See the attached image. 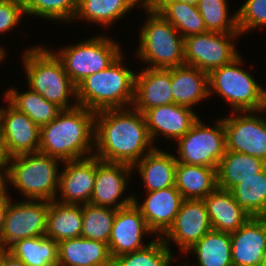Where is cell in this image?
Returning <instances> with one entry per match:
<instances>
[{
	"mask_svg": "<svg viewBox=\"0 0 266 266\" xmlns=\"http://www.w3.org/2000/svg\"><path fill=\"white\" fill-rule=\"evenodd\" d=\"M174 104L171 91V68H146L136 72L132 107L145 113L153 107Z\"/></svg>",
	"mask_w": 266,
	"mask_h": 266,
	"instance_id": "21",
	"label": "cell"
},
{
	"mask_svg": "<svg viewBox=\"0 0 266 266\" xmlns=\"http://www.w3.org/2000/svg\"><path fill=\"white\" fill-rule=\"evenodd\" d=\"M215 124L213 127L206 126L198 119L190 130L176 141L177 162L217 168L225 153L226 142L222 118Z\"/></svg>",
	"mask_w": 266,
	"mask_h": 266,
	"instance_id": "9",
	"label": "cell"
},
{
	"mask_svg": "<svg viewBox=\"0 0 266 266\" xmlns=\"http://www.w3.org/2000/svg\"><path fill=\"white\" fill-rule=\"evenodd\" d=\"M212 229L204 200L183 199L173 225L162 238L168 247L171 240L186 253Z\"/></svg>",
	"mask_w": 266,
	"mask_h": 266,
	"instance_id": "14",
	"label": "cell"
},
{
	"mask_svg": "<svg viewBox=\"0 0 266 266\" xmlns=\"http://www.w3.org/2000/svg\"><path fill=\"white\" fill-rule=\"evenodd\" d=\"M245 1L236 12L237 26L240 34L266 25V0Z\"/></svg>",
	"mask_w": 266,
	"mask_h": 266,
	"instance_id": "39",
	"label": "cell"
},
{
	"mask_svg": "<svg viewBox=\"0 0 266 266\" xmlns=\"http://www.w3.org/2000/svg\"><path fill=\"white\" fill-rule=\"evenodd\" d=\"M162 237L142 249L113 258L112 266H170L174 255Z\"/></svg>",
	"mask_w": 266,
	"mask_h": 266,
	"instance_id": "35",
	"label": "cell"
},
{
	"mask_svg": "<svg viewBox=\"0 0 266 266\" xmlns=\"http://www.w3.org/2000/svg\"><path fill=\"white\" fill-rule=\"evenodd\" d=\"M60 161L41 152L12 156L8 168L9 185L32 200L52 201L58 198Z\"/></svg>",
	"mask_w": 266,
	"mask_h": 266,
	"instance_id": "6",
	"label": "cell"
},
{
	"mask_svg": "<svg viewBox=\"0 0 266 266\" xmlns=\"http://www.w3.org/2000/svg\"><path fill=\"white\" fill-rule=\"evenodd\" d=\"M122 55L76 86L78 105L94 112L133 105L136 73L125 66Z\"/></svg>",
	"mask_w": 266,
	"mask_h": 266,
	"instance_id": "3",
	"label": "cell"
},
{
	"mask_svg": "<svg viewBox=\"0 0 266 266\" xmlns=\"http://www.w3.org/2000/svg\"><path fill=\"white\" fill-rule=\"evenodd\" d=\"M23 65L28 88L62 109L78 105L77 87L54 52L40 45L27 49L23 54ZM70 96L76 101L71 105Z\"/></svg>",
	"mask_w": 266,
	"mask_h": 266,
	"instance_id": "4",
	"label": "cell"
},
{
	"mask_svg": "<svg viewBox=\"0 0 266 266\" xmlns=\"http://www.w3.org/2000/svg\"><path fill=\"white\" fill-rule=\"evenodd\" d=\"M8 180V168H0V199L9 198V191L7 187ZM8 192V193H7Z\"/></svg>",
	"mask_w": 266,
	"mask_h": 266,
	"instance_id": "43",
	"label": "cell"
},
{
	"mask_svg": "<svg viewBox=\"0 0 266 266\" xmlns=\"http://www.w3.org/2000/svg\"><path fill=\"white\" fill-rule=\"evenodd\" d=\"M4 48H2V46H0V63L2 62V61H4L3 59H5V54L7 53V52H5L4 50H3Z\"/></svg>",
	"mask_w": 266,
	"mask_h": 266,
	"instance_id": "47",
	"label": "cell"
},
{
	"mask_svg": "<svg viewBox=\"0 0 266 266\" xmlns=\"http://www.w3.org/2000/svg\"><path fill=\"white\" fill-rule=\"evenodd\" d=\"M194 252L196 266H233L230 233L210 230L185 254ZM184 266H190L184 263Z\"/></svg>",
	"mask_w": 266,
	"mask_h": 266,
	"instance_id": "31",
	"label": "cell"
},
{
	"mask_svg": "<svg viewBox=\"0 0 266 266\" xmlns=\"http://www.w3.org/2000/svg\"><path fill=\"white\" fill-rule=\"evenodd\" d=\"M265 112L266 114V90L263 88L262 107L259 113Z\"/></svg>",
	"mask_w": 266,
	"mask_h": 266,
	"instance_id": "45",
	"label": "cell"
},
{
	"mask_svg": "<svg viewBox=\"0 0 266 266\" xmlns=\"http://www.w3.org/2000/svg\"><path fill=\"white\" fill-rule=\"evenodd\" d=\"M146 193L143 204H138L136 197L134 203L141 211L148 228L158 234V237H162L175 221L183 201L182 195L175 186Z\"/></svg>",
	"mask_w": 266,
	"mask_h": 266,
	"instance_id": "19",
	"label": "cell"
},
{
	"mask_svg": "<svg viewBox=\"0 0 266 266\" xmlns=\"http://www.w3.org/2000/svg\"><path fill=\"white\" fill-rule=\"evenodd\" d=\"M240 32H205L184 38L185 65L194 66L209 74L212 70L231 63L240 53L234 39Z\"/></svg>",
	"mask_w": 266,
	"mask_h": 266,
	"instance_id": "10",
	"label": "cell"
},
{
	"mask_svg": "<svg viewBox=\"0 0 266 266\" xmlns=\"http://www.w3.org/2000/svg\"><path fill=\"white\" fill-rule=\"evenodd\" d=\"M147 3L170 22L183 38L207 32L204 20L195 5L175 0H147Z\"/></svg>",
	"mask_w": 266,
	"mask_h": 266,
	"instance_id": "27",
	"label": "cell"
},
{
	"mask_svg": "<svg viewBox=\"0 0 266 266\" xmlns=\"http://www.w3.org/2000/svg\"><path fill=\"white\" fill-rule=\"evenodd\" d=\"M10 202L0 237V249H8L16 241L46 235L49 201L27 199Z\"/></svg>",
	"mask_w": 266,
	"mask_h": 266,
	"instance_id": "11",
	"label": "cell"
},
{
	"mask_svg": "<svg viewBox=\"0 0 266 266\" xmlns=\"http://www.w3.org/2000/svg\"><path fill=\"white\" fill-rule=\"evenodd\" d=\"M60 171L58 193L62 204L84 205L90 203L96 176V156L65 161ZM62 200V201H61Z\"/></svg>",
	"mask_w": 266,
	"mask_h": 266,
	"instance_id": "15",
	"label": "cell"
},
{
	"mask_svg": "<svg viewBox=\"0 0 266 266\" xmlns=\"http://www.w3.org/2000/svg\"><path fill=\"white\" fill-rule=\"evenodd\" d=\"M83 227L82 205L49 201L46 237L57 243L81 237Z\"/></svg>",
	"mask_w": 266,
	"mask_h": 266,
	"instance_id": "29",
	"label": "cell"
},
{
	"mask_svg": "<svg viewBox=\"0 0 266 266\" xmlns=\"http://www.w3.org/2000/svg\"><path fill=\"white\" fill-rule=\"evenodd\" d=\"M131 108L106 109L95 114L94 152L101 161L134 166L156 146L143 113Z\"/></svg>",
	"mask_w": 266,
	"mask_h": 266,
	"instance_id": "1",
	"label": "cell"
},
{
	"mask_svg": "<svg viewBox=\"0 0 266 266\" xmlns=\"http://www.w3.org/2000/svg\"><path fill=\"white\" fill-rule=\"evenodd\" d=\"M24 15L22 0H0V34L15 28Z\"/></svg>",
	"mask_w": 266,
	"mask_h": 266,
	"instance_id": "40",
	"label": "cell"
},
{
	"mask_svg": "<svg viewBox=\"0 0 266 266\" xmlns=\"http://www.w3.org/2000/svg\"><path fill=\"white\" fill-rule=\"evenodd\" d=\"M122 53L117 41L99 34L76 45L66 46L55 54L77 86L87 76L106 69Z\"/></svg>",
	"mask_w": 266,
	"mask_h": 266,
	"instance_id": "8",
	"label": "cell"
},
{
	"mask_svg": "<svg viewBox=\"0 0 266 266\" xmlns=\"http://www.w3.org/2000/svg\"><path fill=\"white\" fill-rule=\"evenodd\" d=\"M15 89L12 87L5 92V101L8 100L19 111L28 115L39 127L51 122L63 110L30 88L21 93Z\"/></svg>",
	"mask_w": 266,
	"mask_h": 266,
	"instance_id": "32",
	"label": "cell"
},
{
	"mask_svg": "<svg viewBox=\"0 0 266 266\" xmlns=\"http://www.w3.org/2000/svg\"><path fill=\"white\" fill-rule=\"evenodd\" d=\"M154 234L147 226L139 208L132 204L119 208L114 218L108 246L112 258L142 249L143 235Z\"/></svg>",
	"mask_w": 266,
	"mask_h": 266,
	"instance_id": "16",
	"label": "cell"
},
{
	"mask_svg": "<svg viewBox=\"0 0 266 266\" xmlns=\"http://www.w3.org/2000/svg\"><path fill=\"white\" fill-rule=\"evenodd\" d=\"M141 8L148 18L140 30L137 57L149 64L147 68L169 69L185 65L182 35L148 3Z\"/></svg>",
	"mask_w": 266,
	"mask_h": 266,
	"instance_id": "5",
	"label": "cell"
},
{
	"mask_svg": "<svg viewBox=\"0 0 266 266\" xmlns=\"http://www.w3.org/2000/svg\"><path fill=\"white\" fill-rule=\"evenodd\" d=\"M241 54L231 63L208 74L209 96L216 92L231 105L233 112L260 111L263 87L240 67Z\"/></svg>",
	"mask_w": 266,
	"mask_h": 266,
	"instance_id": "7",
	"label": "cell"
},
{
	"mask_svg": "<svg viewBox=\"0 0 266 266\" xmlns=\"http://www.w3.org/2000/svg\"><path fill=\"white\" fill-rule=\"evenodd\" d=\"M132 170L134 169L130 165L101 161L96 156V176L90 203L112 209L132 204L134 194L122 198ZM120 198L122 199L120 200Z\"/></svg>",
	"mask_w": 266,
	"mask_h": 266,
	"instance_id": "13",
	"label": "cell"
},
{
	"mask_svg": "<svg viewBox=\"0 0 266 266\" xmlns=\"http://www.w3.org/2000/svg\"><path fill=\"white\" fill-rule=\"evenodd\" d=\"M12 156L9 154L6 141L0 129V168H9Z\"/></svg>",
	"mask_w": 266,
	"mask_h": 266,
	"instance_id": "42",
	"label": "cell"
},
{
	"mask_svg": "<svg viewBox=\"0 0 266 266\" xmlns=\"http://www.w3.org/2000/svg\"><path fill=\"white\" fill-rule=\"evenodd\" d=\"M0 266H26L7 249H0Z\"/></svg>",
	"mask_w": 266,
	"mask_h": 266,
	"instance_id": "41",
	"label": "cell"
},
{
	"mask_svg": "<svg viewBox=\"0 0 266 266\" xmlns=\"http://www.w3.org/2000/svg\"><path fill=\"white\" fill-rule=\"evenodd\" d=\"M10 198H1L0 199V237L4 228L5 215L8 208V203Z\"/></svg>",
	"mask_w": 266,
	"mask_h": 266,
	"instance_id": "44",
	"label": "cell"
},
{
	"mask_svg": "<svg viewBox=\"0 0 266 266\" xmlns=\"http://www.w3.org/2000/svg\"><path fill=\"white\" fill-rule=\"evenodd\" d=\"M231 193L236 203L251 217H266V167L236 185Z\"/></svg>",
	"mask_w": 266,
	"mask_h": 266,
	"instance_id": "34",
	"label": "cell"
},
{
	"mask_svg": "<svg viewBox=\"0 0 266 266\" xmlns=\"http://www.w3.org/2000/svg\"><path fill=\"white\" fill-rule=\"evenodd\" d=\"M7 250L26 266H58V244L46 235L18 240Z\"/></svg>",
	"mask_w": 266,
	"mask_h": 266,
	"instance_id": "33",
	"label": "cell"
},
{
	"mask_svg": "<svg viewBox=\"0 0 266 266\" xmlns=\"http://www.w3.org/2000/svg\"><path fill=\"white\" fill-rule=\"evenodd\" d=\"M266 167V162L245 153L225 150L217 167V185L232 190L243 180L254 177Z\"/></svg>",
	"mask_w": 266,
	"mask_h": 266,
	"instance_id": "28",
	"label": "cell"
},
{
	"mask_svg": "<svg viewBox=\"0 0 266 266\" xmlns=\"http://www.w3.org/2000/svg\"><path fill=\"white\" fill-rule=\"evenodd\" d=\"M58 244V266H112L105 242L83 237L65 239Z\"/></svg>",
	"mask_w": 266,
	"mask_h": 266,
	"instance_id": "22",
	"label": "cell"
},
{
	"mask_svg": "<svg viewBox=\"0 0 266 266\" xmlns=\"http://www.w3.org/2000/svg\"><path fill=\"white\" fill-rule=\"evenodd\" d=\"M25 15H33L46 20H74L77 0H22Z\"/></svg>",
	"mask_w": 266,
	"mask_h": 266,
	"instance_id": "38",
	"label": "cell"
},
{
	"mask_svg": "<svg viewBox=\"0 0 266 266\" xmlns=\"http://www.w3.org/2000/svg\"><path fill=\"white\" fill-rule=\"evenodd\" d=\"M171 91L175 104L193 109L194 104L208 99V74L189 65L171 68Z\"/></svg>",
	"mask_w": 266,
	"mask_h": 266,
	"instance_id": "24",
	"label": "cell"
},
{
	"mask_svg": "<svg viewBox=\"0 0 266 266\" xmlns=\"http://www.w3.org/2000/svg\"><path fill=\"white\" fill-rule=\"evenodd\" d=\"M262 266H266V250H265L264 260H263V265Z\"/></svg>",
	"mask_w": 266,
	"mask_h": 266,
	"instance_id": "48",
	"label": "cell"
},
{
	"mask_svg": "<svg viewBox=\"0 0 266 266\" xmlns=\"http://www.w3.org/2000/svg\"><path fill=\"white\" fill-rule=\"evenodd\" d=\"M197 115L193 109L175 103L153 107L144 113L153 143L160 133L166 139L178 140L200 118Z\"/></svg>",
	"mask_w": 266,
	"mask_h": 266,
	"instance_id": "20",
	"label": "cell"
},
{
	"mask_svg": "<svg viewBox=\"0 0 266 266\" xmlns=\"http://www.w3.org/2000/svg\"><path fill=\"white\" fill-rule=\"evenodd\" d=\"M177 160L174 154L155 147L144 155L134 166L145 185L146 191H157L175 186Z\"/></svg>",
	"mask_w": 266,
	"mask_h": 266,
	"instance_id": "25",
	"label": "cell"
},
{
	"mask_svg": "<svg viewBox=\"0 0 266 266\" xmlns=\"http://www.w3.org/2000/svg\"><path fill=\"white\" fill-rule=\"evenodd\" d=\"M233 266H262L266 250V217H251L230 233Z\"/></svg>",
	"mask_w": 266,
	"mask_h": 266,
	"instance_id": "18",
	"label": "cell"
},
{
	"mask_svg": "<svg viewBox=\"0 0 266 266\" xmlns=\"http://www.w3.org/2000/svg\"><path fill=\"white\" fill-rule=\"evenodd\" d=\"M147 0H77V11L74 20L81 18L90 23L104 27L123 18L137 5L144 6Z\"/></svg>",
	"mask_w": 266,
	"mask_h": 266,
	"instance_id": "30",
	"label": "cell"
},
{
	"mask_svg": "<svg viewBox=\"0 0 266 266\" xmlns=\"http://www.w3.org/2000/svg\"><path fill=\"white\" fill-rule=\"evenodd\" d=\"M217 187V168L177 162L175 188L183 199H204Z\"/></svg>",
	"mask_w": 266,
	"mask_h": 266,
	"instance_id": "26",
	"label": "cell"
},
{
	"mask_svg": "<svg viewBox=\"0 0 266 266\" xmlns=\"http://www.w3.org/2000/svg\"><path fill=\"white\" fill-rule=\"evenodd\" d=\"M117 209L87 203L82 205L81 237L108 244Z\"/></svg>",
	"mask_w": 266,
	"mask_h": 266,
	"instance_id": "36",
	"label": "cell"
},
{
	"mask_svg": "<svg viewBox=\"0 0 266 266\" xmlns=\"http://www.w3.org/2000/svg\"><path fill=\"white\" fill-rule=\"evenodd\" d=\"M212 228L221 232L237 231L251 216L237 203L230 190L217 187L204 199Z\"/></svg>",
	"mask_w": 266,
	"mask_h": 266,
	"instance_id": "23",
	"label": "cell"
},
{
	"mask_svg": "<svg viewBox=\"0 0 266 266\" xmlns=\"http://www.w3.org/2000/svg\"><path fill=\"white\" fill-rule=\"evenodd\" d=\"M175 1L184 2V3H188V4H192V5L197 6L199 0H175Z\"/></svg>",
	"mask_w": 266,
	"mask_h": 266,
	"instance_id": "46",
	"label": "cell"
},
{
	"mask_svg": "<svg viewBox=\"0 0 266 266\" xmlns=\"http://www.w3.org/2000/svg\"><path fill=\"white\" fill-rule=\"evenodd\" d=\"M0 107V129L11 156L39 152L40 127L8 100Z\"/></svg>",
	"mask_w": 266,
	"mask_h": 266,
	"instance_id": "17",
	"label": "cell"
},
{
	"mask_svg": "<svg viewBox=\"0 0 266 266\" xmlns=\"http://www.w3.org/2000/svg\"><path fill=\"white\" fill-rule=\"evenodd\" d=\"M95 114L80 105L63 109L55 119L40 127L39 152L62 162L94 155Z\"/></svg>",
	"mask_w": 266,
	"mask_h": 266,
	"instance_id": "2",
	"label": "cell"
},
{
	"mask_svg": "<svg viewBox=\"0 0 266 266\" xmlns=\"http://www.w3.org/2000/svg\"><path fill=\"white\" fill-rule=\"evenodd\" d=\"M226 0H199L197 8L209 32H239L237 13L229 16Z\"/></svg>",
	"mask_w": 266,
	"mask_h": 266,
	"instance_id": "37",
	"label": "cell"
},
{
	"mask_svg": "<svg viewBox=\"0 0 266 266\" xmlns=\"http://www.w3.org/2000/svg\"><path fill=\"white\" fill-rule=\"evenodd\" d=\"M258 112H234V116L222 118L226 150L245 153L266 162V118L257 115Z\"/></svg>",
	"mask_w": 266,
	"mask_h": 266,
	"instance_id": "12",
	"label": "cell"
}]
</instances>
